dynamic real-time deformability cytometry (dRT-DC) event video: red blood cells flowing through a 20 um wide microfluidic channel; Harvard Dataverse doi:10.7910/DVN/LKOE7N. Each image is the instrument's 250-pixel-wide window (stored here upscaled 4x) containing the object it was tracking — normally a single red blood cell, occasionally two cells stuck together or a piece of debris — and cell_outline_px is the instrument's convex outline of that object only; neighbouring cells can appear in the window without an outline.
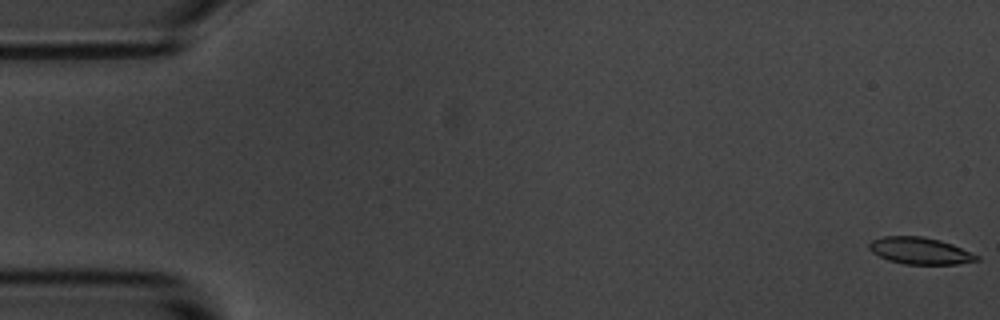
{"species": "common noctule bat (a hibernating species)", "species_latin": "Nyctalus noctula", "temperature_condition": "room temperature", "stored_images_in_passage": 55, "camera_frame_rate_fps": 3000, "um_per_image_px": 0.085, "animal": {"sex": "male", "body_mass_g": 20.1, "forearm_length_mm": 53.5}, "frame": {"image": 1, "passage_image": 1, "time_ms": 0.0, "image_size_px": [1000, 320], "cell_outline_px": [[980, 260], [956, 264], [904, 264], [888, 260], [872, 252], [868, 248], [868, 244], [872, 240], [884, 236], [924, 236], [940, 240], [952, 244], [980, 256]], "centroid_in_image_um": [78.2, 21.31], "position_along_channel_um": 6.8, "area_um2": 16.82}}
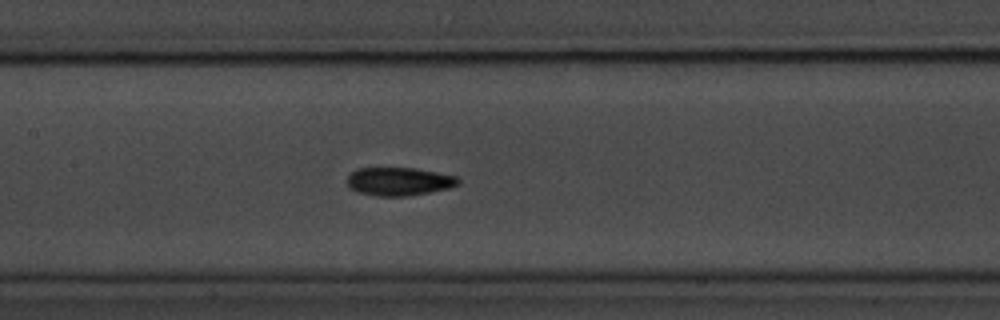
{"frame": {"image": 2, "passage_image": 26, "time_ms": 8.333, "image_size_px": [1000, 320], "cell_outline_px": [[460, 184], [448, 188], [408, 196], [376, 196], [356, 192], [348, 188], [344, 180], [356, 168], [416, 168], [456, 176], [460, 180]], "centroid_in_image_um": [33.85, 15.42], "position_along_channel_um": 173.6, "area_um2": 18.5}}
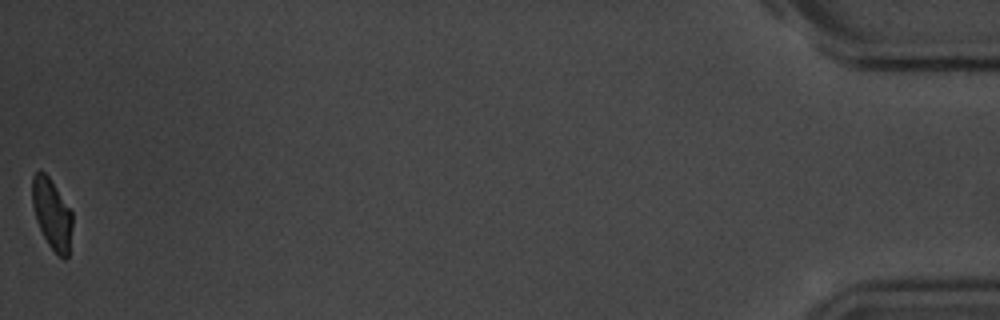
{"frame": {"image": 3, "passage_image": 55, "time_ms": 18.0, "image_size_px": [1000, 320], "cell_outline_px": [[72, 228], [68, 256], [64, 260], [48, 244], [36, 220], [32, 204], [32, 176], [36, 172], [44, 172], [48, 176], [72, 212]], "centroid_in_image_um": [4.41, 18.19], "position_along_channel_um": 430.8, "area_um2": 16.18}, "authors_computed_cell_mechanics": {"area_um2": 17.8024, "velocity_mm_per_s": 3.6826, "shape_relaxation_time_tau1_ms": 5.0032, "shape_relaxation_time_tau2_ms": 3.9779, "deformation_change_tau1": 0.1376, "deformation_change_tau2": 0.0942}}